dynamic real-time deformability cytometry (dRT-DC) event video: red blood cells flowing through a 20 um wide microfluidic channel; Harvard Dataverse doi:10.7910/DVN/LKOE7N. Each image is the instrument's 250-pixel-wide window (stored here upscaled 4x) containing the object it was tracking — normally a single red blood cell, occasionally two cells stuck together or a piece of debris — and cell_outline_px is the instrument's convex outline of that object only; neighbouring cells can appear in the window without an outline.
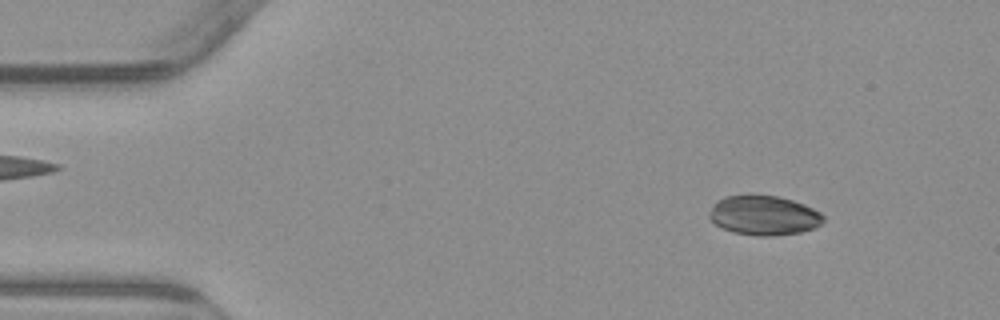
{"species": "common noctule bat (a hibernating species)", "species_latin": "Nyctalus noctula", "temperature_condition": "warm", "stored_images_in_passage": 53, "camera_frame_rate_fps": 3000, "um_per_image_px": 0.085, "animal": {"sex": "male", "body_mass_g": 23.1, "forearm_length_mm": 52.7}, "frame": {"image": 1, "passage_image": 6, "time_ms": 1.667, "image_size_px": [1000, 320], "cell_outline_px": [[824, 220], [820, 224], [812, 228], [800, 232], [772, 236], [756, 236], [732, 232], [716, 224], [708, 216], [708, 212], [712, 204], [716, 200], [724, 196], [748, 192], [752, 192], [776, 196], [792, 200], [804, 204], [820, 212], [824, 216]], "centroid_in_image_um": [64.86, 18.26], "position_along_channel_um": 20.1, "area_um2": 26.93}}
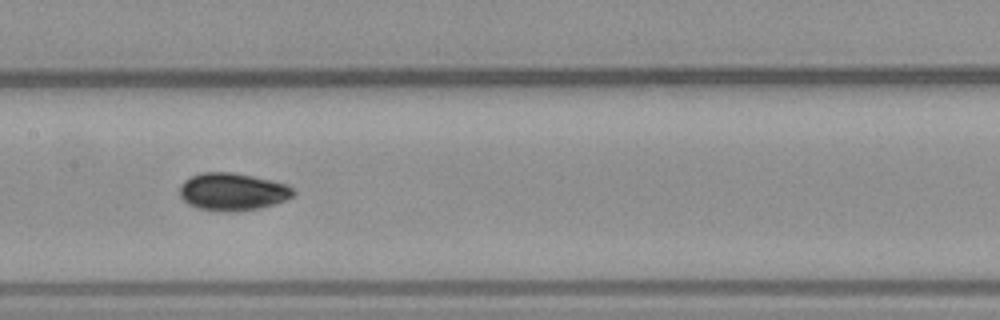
{"frame": {"image": 2, "passage_image": 26, "time_ms": 8.333, "image_size_px": [1000, 320], "cell_outline_px": [[296, 192], [292, 196], [284, 200], [260, 208], [232, 212], [228, 212], [200, 208], [188, 204], [180, 196], [180, 184], [184, 180], [200, 172], [232, 172], [272, 180], [288, 184]], "centroid_in_image_um": [19.76, 16.28], "position_along_channel_um": 187.6, "area_um2": 24.8}}
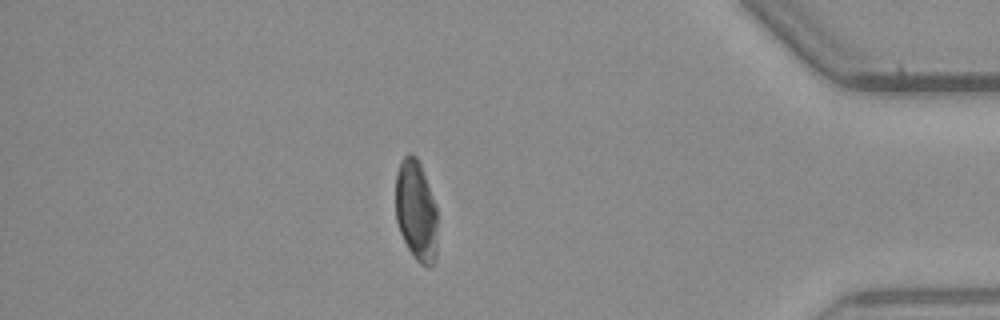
{"frame": {"image": 3, "passage_image": 46, "time_ms": 15.0, "image_size_px": [1000, 320], "cell_outline_px": [[436, 260], [428, 268], [420, 264], [416, 260], [408, 248], [400, 232], [396, 220], [396, 172], [400, 160], [408, 152], [412, 152], [416, 156], [420, 164], [436, 204]], "centroid_in_image_um": [35.36, 17.89], "position_along_channel_um": 399.8, "area_um2": 24.74}, "authors_computed_cell_mechanics": {"area_um2": 25.2008, "velocity_mm_per_s": 3.81, "shape_relaxation_time_tau1_ms": 3.1613, "shape_relaxation_time_tau2_ms": 4.1361, "deformation_change_tau1": 0.102, "deformation_change_tau2": 0.0715}}